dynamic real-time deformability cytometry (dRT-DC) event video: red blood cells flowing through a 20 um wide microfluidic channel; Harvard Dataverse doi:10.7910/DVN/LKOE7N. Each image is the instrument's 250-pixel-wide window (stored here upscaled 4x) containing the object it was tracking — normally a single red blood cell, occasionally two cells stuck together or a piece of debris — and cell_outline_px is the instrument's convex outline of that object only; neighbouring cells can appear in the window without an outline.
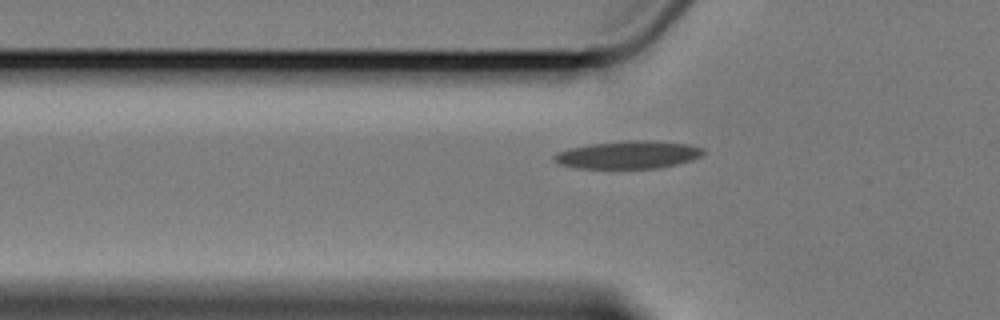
{"species": "Egyptian fruit bat (a non-hibernating species)", "species_latin": "Rousettus aegyptiacus", "temperature_condition": "cold", "stored_images_in_passage": 12, "camera_frame_rate_fps": 3000, "um_per_image_px": 0.085, "animal": {"sex": "female"}, "frame": {"image": 1, "passage_image": 3, "time_ms": 6.0, "image_size_px": [1000, 320], "cell_outline_px": [[704, 152], [700, 156], [676, 164], [660, 168], [576, 168], [560, 164], [552, 160], [552, 156], [556, 152], [568, 148], [588, 144], [624, 140], [656, 140], [688, 144], [704, 148]], "centroid_in_image_um": [53.34, 13.14], "position_along_channel_um": 72.5, "area_um2": 24.33}}
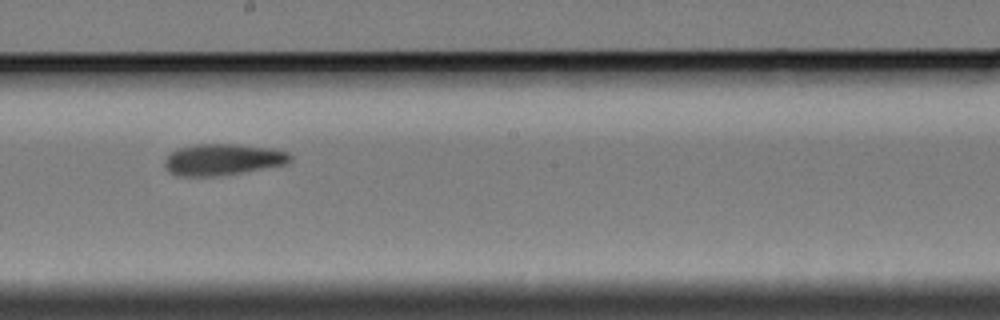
{"frame": {"image": 2, "passage_image": 7, "time_ms": 10.667, "image_size_px": [1000, 320], "cell_outline_px": [[292, 160], [288, 164], [216, 176], [176, 176], [164, 164], [164, 160], [176, 148], [196, 144], [236, 144], [272, 148], [288, 152], [292, 156]], "centroid_in_image_um": [18.96, 13.55], "position_along_channel_um": 229.2, "area_um2": 22.89}}
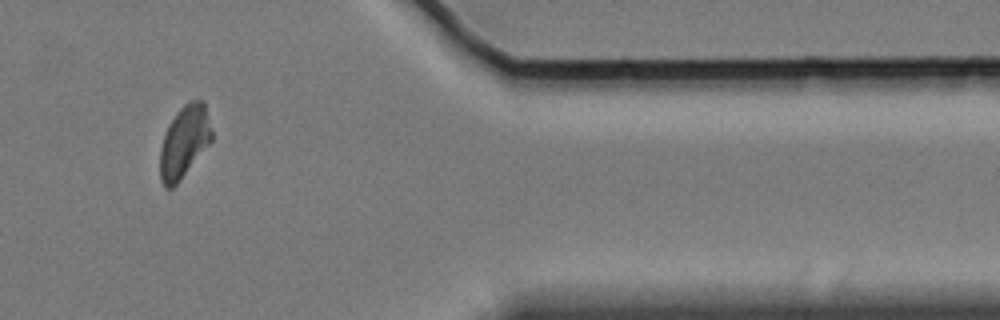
{"frame": {"image": 3, "passage_image": 11, "time_ms": 16.333, "image_size_px": [1000, 320], "cell_outline_px": [[212, 140], [180, 180], [172, 188], [164, 188], [160, 180], [160, 148], [168, 124], [176, 112], [188, 100], [204, 100], [212, 132]], "centroid_in_image_um": [15.65, 12.03], "position_along_channel_um": 395.8, "area_um2": 21.68}, "authors_computed_cell_mechanics": {"area_um2": 22.4553, "velocity_mm_per_s": 3.3512, "shape_relaxation_time_tau1_ms": null, "shape_relaxation_time_tau2_ms": 3.1342, "deformation_change_tau1": null, "deformation_change_tau2": 0.086}}